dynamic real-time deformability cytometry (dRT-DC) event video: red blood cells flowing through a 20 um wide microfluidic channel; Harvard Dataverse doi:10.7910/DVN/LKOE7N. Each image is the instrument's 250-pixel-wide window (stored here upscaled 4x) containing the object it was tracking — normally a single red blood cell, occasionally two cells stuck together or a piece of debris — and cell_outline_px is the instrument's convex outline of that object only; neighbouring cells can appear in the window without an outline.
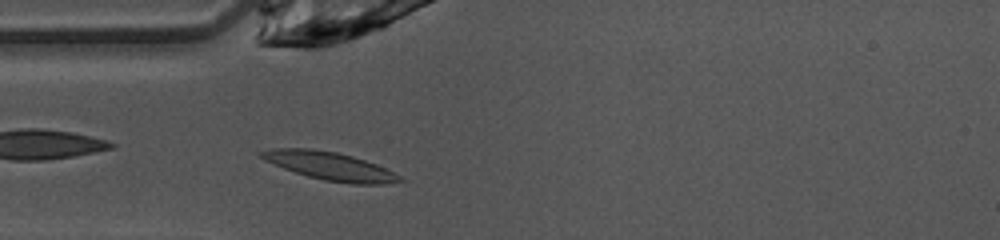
{"species": "common noctule bat (a hibernating species)", "species_latin": "Nyctalus noctula", "temperature_condition": "warm", "stored_images_in_passage": 36, "camera_frame_rate_fps": 3000, "um_per_image_px": 0.085, "animal": {"sex": "female", "body_mass_g": 10.0, "forearm_length_mm": 53.1}, "frame": {"image": 1, "passage_image": 2, "time_ms": 0.333, "image_size_px": [1000, 240], "cell_outline_px": [[408, 180], [384, 184], [352, 184], [324, 180], [308, 176], [284, 168], [264, 160], [256, 152], [272, 148], [312, 148], [336, 152], [352, 156], [376, 164]], "centroid_in_image_um": [28.03, 14.11], "position_along_channel_um": 57.0, "area_um2": 22.6}}
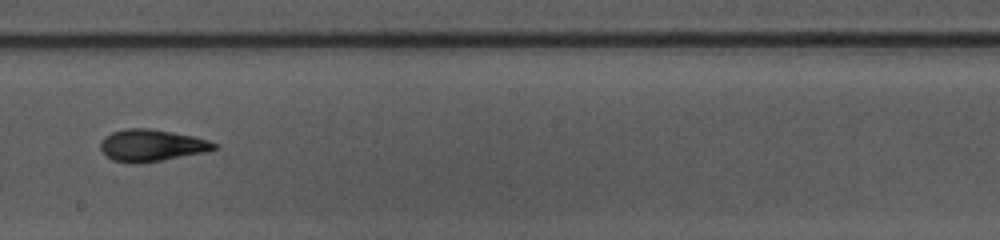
{"frame": {"image": 2, "passage_image": 15, "time_ms": 4.667, "image_size_px": [1000, 240], "cell_outline_px": [[220, 144], [216, 148], [204, 152], [164, 160], [136, 164], [132, 164], [112, 160], [100, 148], [100, 140], [104, 136], [112, 132], [124, 128], [148, 128], [172, 132], [192, 136], [208, 140]], "centroid_in_image_um": [12.86, 12.36], "position_along_channel_um": 235.3, "area_um2": 21.21}}
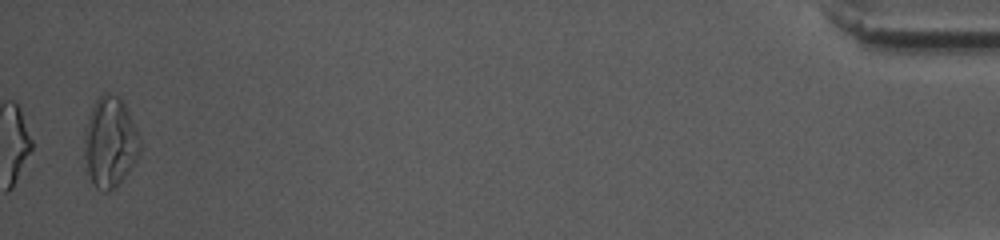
{"frame": {"image": 3, "passage_image": 36, "time_ms": 11.667, "image_size_px": [1000, 240], "cell_outline_px": [[140, 152], [136, 160], [124, 180], [116, 188], [108, 192], [104, 192], [96, 188], [88, 172], [84, 152], [84, 128], [88, 116], [96, 100], [104, 92], [108, 92], [120, 96], [124, 100], [140, 136]], "centroid_in_image_um": [9.37, 12.08], "position_along_channel_um": 425.8, "area_um2": 29.88}, "authors_computed_cell_mechanics": {"area_um2": 20.9236, "velocity_mm_per_s": 4.1095, "shape_relaxation_time_tau1_ms": 5.7841, "shape_relaxation_time_tau2_ms": 2.5678, "deformation_change_tau1": 0.2291, "deformation_change_tau2": 0.0981}}